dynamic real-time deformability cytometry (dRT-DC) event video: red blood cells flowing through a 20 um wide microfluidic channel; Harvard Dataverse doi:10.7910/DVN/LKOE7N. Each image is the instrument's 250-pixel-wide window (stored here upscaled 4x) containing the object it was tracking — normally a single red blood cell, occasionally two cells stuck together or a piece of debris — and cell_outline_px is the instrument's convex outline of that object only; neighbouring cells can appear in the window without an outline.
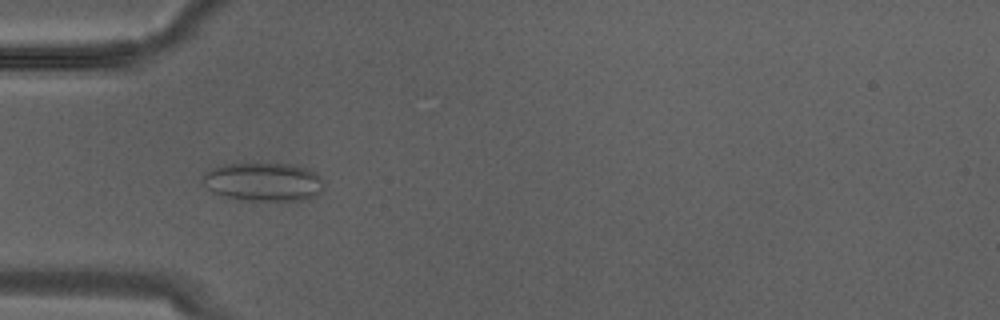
{"species": "Egyptian fruit bat (a non-hibernating species)", "species_latin": "Rousettus aegyptiacus", "temperature_condition": "warm", "stored_images_in_passage": 29, "camera_frame_rate_fps": 3000, "um_per_image_px": 0.085, "animal": {"sex": "male"}, "frame": {"image": 1, "passage_image": 9, "time_ms": 2.667, "image_size_px": [1000, 320], "cell_outline_px": [[324, 188], [320, 192], [312, 196], [300, 200], [240, 200], [212, 192], [200, 180], [200, 176], [204, 172], [212, 168], [224, 164], [292, 164], [308, 168], [316, 172], [324, 180]], "centroid_in_image_um": [22.38, 15.44], "position_along_channel_um": 62.6, "area_um2": 27.34}}
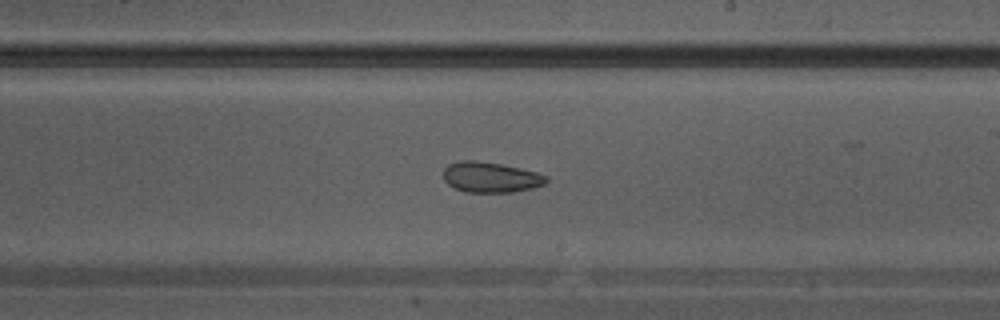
{"frame": {"image": 2, "passage_image": 17, "time_ms": 5.333, "image_size_px": [1000, 320], "cell_outline_px": [[548, 180], [544, 184], [532, 188], [512, 192], [464, 192], [448, 184], [444, 180], [444, 168], [448, 164], [460, 160], [476, 160], [500, 164], [520, 168], [536, 172], [548, 176]], "centroid_in_image_um": [41.69, 15.06], "position_along_channel_um": 247.3, "area_um2": 18.26}}